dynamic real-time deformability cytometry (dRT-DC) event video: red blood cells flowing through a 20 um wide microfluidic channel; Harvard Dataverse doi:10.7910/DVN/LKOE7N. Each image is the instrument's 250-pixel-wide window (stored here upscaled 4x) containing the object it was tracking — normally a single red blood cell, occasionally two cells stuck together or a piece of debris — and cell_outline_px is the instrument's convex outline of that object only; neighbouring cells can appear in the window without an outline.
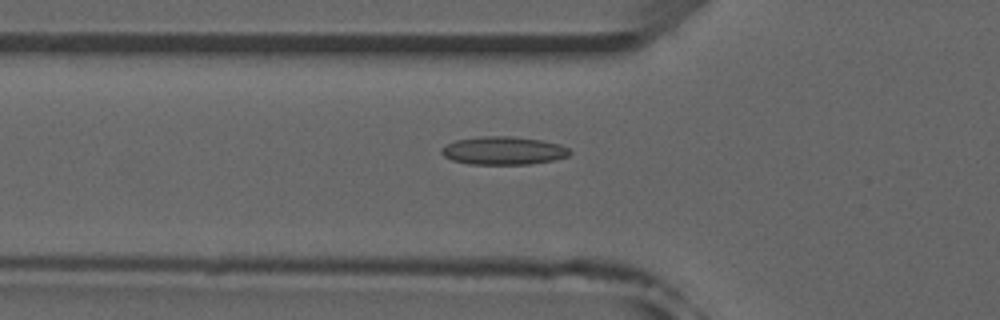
{"species": "common noctule bat (a hibernating species)", "species_latin": "Nyctalus noctula", "temperature_condition": "room temperature", "stored_images_in_passage": 52, "camera_frame_rate_fps": 3000, "um_per_image_px": 0.085, "animal": {"sex": "male", "forearm_length_mm": 52.5}, "frame": {"image": 1, "passage_image": 18, "time_ms": 5.667, "image_size_px": [1000, 320], "cell_outline_px": [[572, 152], [568, 156], [556, 160], [532, 164], [468, 164], [452, 160], [444, 156], [440, 152], [440, 148], [456, 140], [480, 136], [512, 136], [540, 140], [560, 144], [568, 148]], "centroid_in_image_um": [42.8, 12.81], "position_along_channel_um": 83.0, "area_um2": 21.15}}
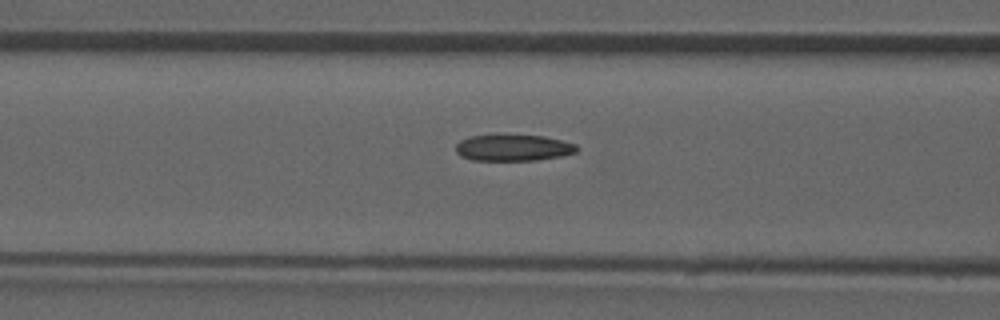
{"frame": {"image": 2, "passage_image": 21, "time_ms": 6.667, "image_size_px": [1000, 320], "cell_outline_px": [[580, 148], [576, 152], [560, 156], [536, 160], [472, 160], [460, 156], [456, 152], [456, 144], [460, 140], [468, 136], [544, 136], [576, 144]], "centroid_in_image_um": [43.62, 12.57], "position_along_channel_um": 123.0, "area_um2": 18.32}}
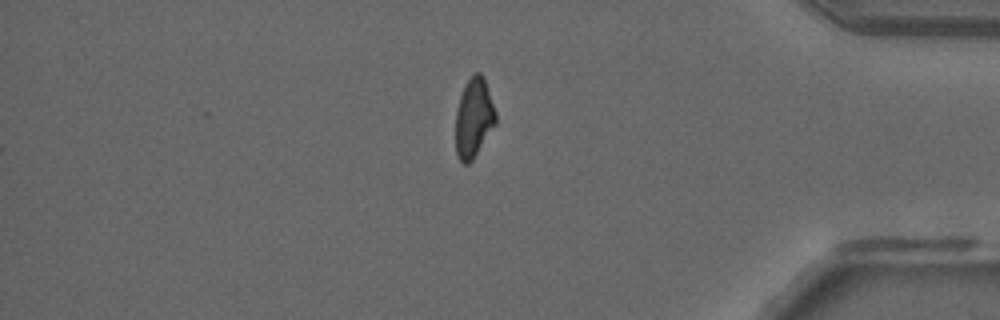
{"frame": {"image": 3, "passage_image": 44, "time_ms": 14.333, "image_size_px": [1000, 320], "cell_outline_px": [[496, 124], [472, 160], [468, 164], [464, 164], [460, 160], [456, 152], [456, 112], [460, 96], [468, 80], [476, 72], [480, 72], [484, 80], [496, 112]], "centroid_in_image_um": [40.27, 10.05], "position_along_channel_um": 394.9, "area_um2": 18.15}, "authors_computed_cell_mechanics": {"area_um2": 19.3052, "velocity_mm_per_s": 3.95, "shape_relaxation_time_tau1_ms": null, "shape_relaxation_time_tau2_ms": 2.6041, "deformation_change_tau1": null, "deformation_change_tau2": 0.0875}}